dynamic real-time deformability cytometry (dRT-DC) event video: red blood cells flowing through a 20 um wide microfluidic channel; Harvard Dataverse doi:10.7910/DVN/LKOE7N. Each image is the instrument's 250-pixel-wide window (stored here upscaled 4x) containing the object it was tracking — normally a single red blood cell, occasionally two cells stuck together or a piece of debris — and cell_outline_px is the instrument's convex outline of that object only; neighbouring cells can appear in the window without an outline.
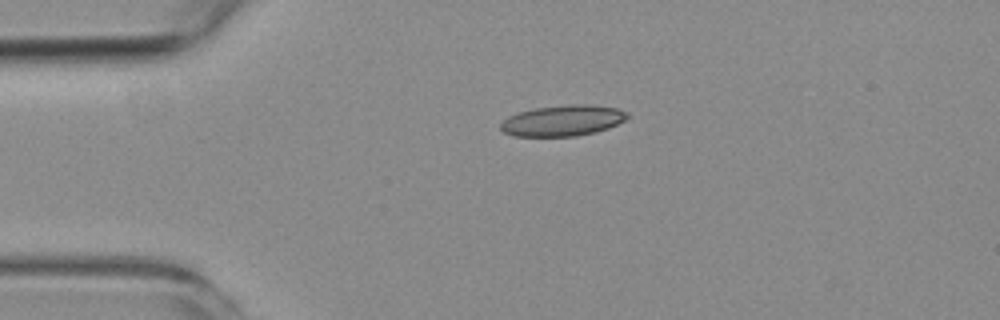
{"species": "common noctule bat (a hibernating species)", "species_latin": "Nyctalus noctula", "temperature_condition": "room temperature", "stored_images_in_passage": 4, "camera_frame_rate_fps": 3000, "um_per_image_px": 0.085, "animal": {"sex": "female", "body_mass_g": 19.3, "forearm_length_mm": 54.1}, "frame": {"image": 1, "passage_image": 4, "time_ms": 4.0, "image_size_px": [1000, 320], "cell_outline_px": [[628, 116], [624, 120], [608, 128], [596, 132], [576, 136], [512, 136], [504, 132], [500, 128], [500, 124], [508, 116], [520, 112], [536, 108], [568, 104], [592, 104], [616, 108], [628, 112]], "centroid_in_image_um": [47.83, 10.25], "position_along_channel_um": 37.2, "area_um2": 22.77}}